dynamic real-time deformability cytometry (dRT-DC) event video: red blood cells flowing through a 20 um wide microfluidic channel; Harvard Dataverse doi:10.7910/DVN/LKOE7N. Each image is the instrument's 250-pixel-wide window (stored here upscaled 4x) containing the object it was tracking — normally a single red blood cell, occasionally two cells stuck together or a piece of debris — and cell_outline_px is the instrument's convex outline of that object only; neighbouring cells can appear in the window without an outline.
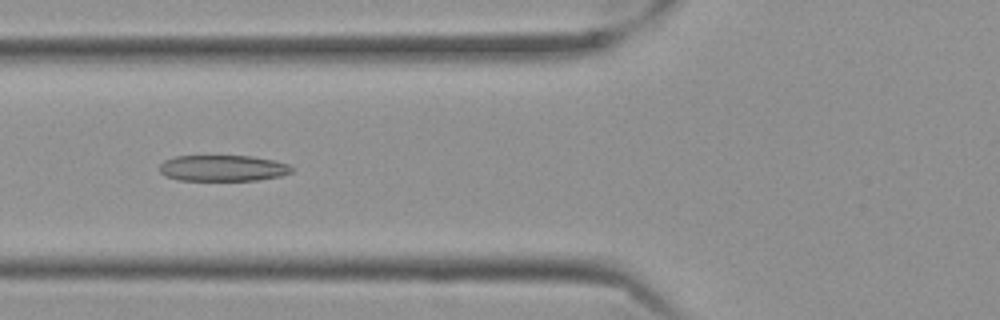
{"species": "Egyptian fruit bat (a non-hibernating species)", "species_latin": "Rousettus aegyptiacus", "temperature_condition": "cold", "stored_images_in_passage": 42, "camera_frame_rate_fps": 3000, "um_per_image_px": 0.085, "frame": {"image": 1, "passage_image": 7, "time_ms": 2.0, "image_size_px": [1000, 320], "cell_outline_px": [[292, 172], [280, 176], [260, 180], [176, 180], [164, 176], [160, 172], [160, 164], [164, 160], [176, 156], [252, 156], [272, 160], [288, 164], [292, 168]], "centroid_in_image_um": [18.91, 14.29], "position_along_channel_um": 106.9, "area_um2": 20.11}}
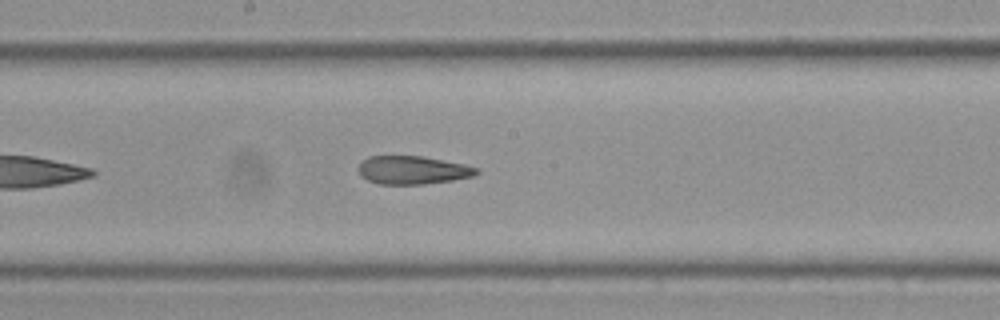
{"frame": {"image": 2, "passage_image": 16, "time_ms": 5.0, "image_size_px": [1000, 320], "cell_outline_px": [[480, 172], [476, 176], [452, 180], [424, 184], [380, 184], [368, 180], [360, 176], [356, 168], [368, 156], [424, 156], [464, 164], [480, 168]], "centroid_in_image_um": [35.1, 14.45], "position_along_channel_um": 213.1, "area_um2": 19.65}}
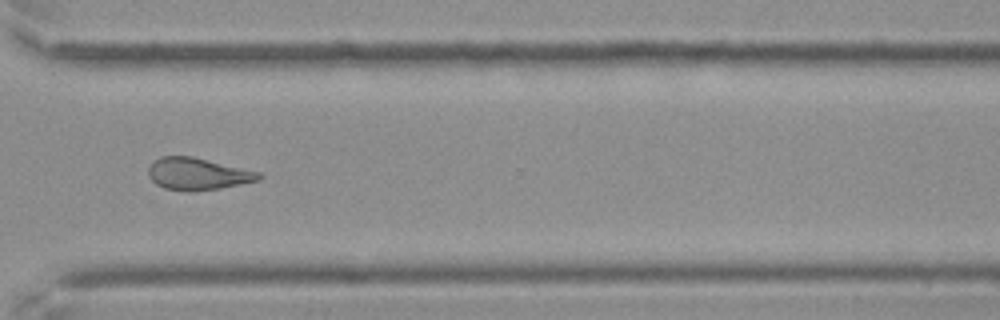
{"frame": {"image": 3, "passage_image": 28, "time_ms": 9.0, "image_size_px": [1000, 320], "cell_outline_px": [[264, 176], [260, 180], [220, 188], [192, 192], [164, 188], [156, 184], [148, 176], [148, 168], [152, 160], [160, 156], [192, 156], [260, 172]], "centroid_in_image_um": [16.79, 14.78], "position_along_channel_um": 353.8, "area_um2": 20.81}, "authors_computed_cell_mechanics": {"area_um2": 20.519, "velocity_mm_per_s": 3.5201, "shape_relaxation_time_tau1_ms": null, "shape_relaxation_time_tau2_ms": 4.1693, "deformation_change_tau1": null, "deformation_change_tau2": 0.1212}}